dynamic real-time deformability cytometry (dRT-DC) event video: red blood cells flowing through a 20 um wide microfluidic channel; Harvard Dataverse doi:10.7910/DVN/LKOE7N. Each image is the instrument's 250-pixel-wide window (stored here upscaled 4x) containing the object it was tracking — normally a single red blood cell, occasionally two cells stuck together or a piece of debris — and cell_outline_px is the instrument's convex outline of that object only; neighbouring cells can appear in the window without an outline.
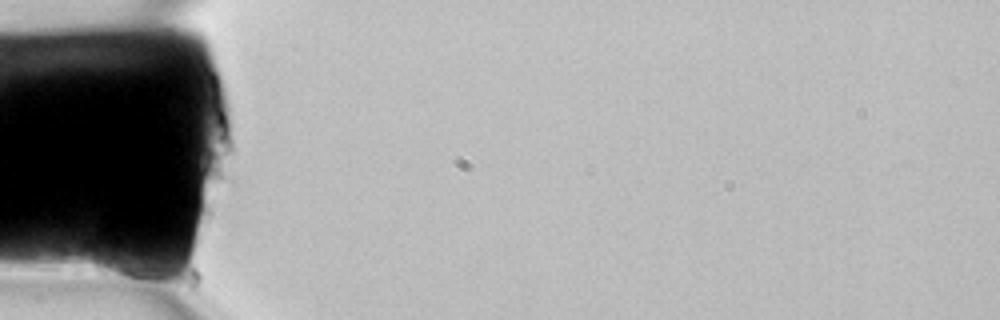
{"species": "common noctule bat (a hibernating species)", "species_latin": "Nyctalus noctula", "temperature_condition": "room temperature", "stored_images_in_passage": 4, "camera_frame_rate_fps": 3000, "um_per_image_px": 0.085, "animal": {"sex": "female", "body_mass_g": 22.7, "forearm_length_mm": 54.2}, "frame": {"image": 1, "passage_image": 1, "time_ms": 0.0, "image_size_px": [1000, 320], "cell_outline_px": [[160, 276], [156, 288], [148, 288], [96, 272], [92, 264], [92, 256], [96, 240], [140, 256], [160, 272]], "centroid_in_image_um": [10.54, 22.59], "position_along_channel_um": 74.5, "area_um2": 13.58}}